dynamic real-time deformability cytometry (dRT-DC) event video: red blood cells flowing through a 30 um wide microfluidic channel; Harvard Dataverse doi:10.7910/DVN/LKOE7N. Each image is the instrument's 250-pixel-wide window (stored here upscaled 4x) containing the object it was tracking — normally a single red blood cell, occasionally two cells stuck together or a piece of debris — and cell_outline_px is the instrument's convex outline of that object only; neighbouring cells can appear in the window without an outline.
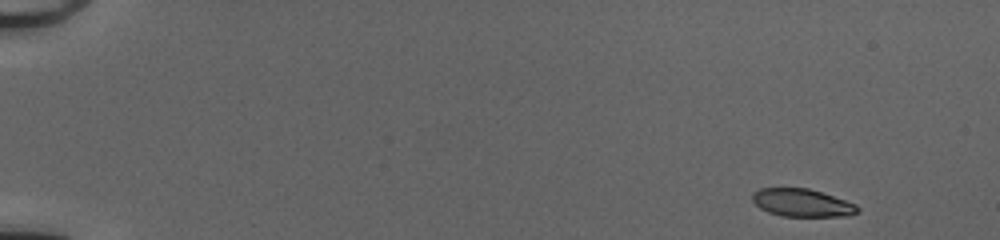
{"species": "common noctule bat (a hibernating species)", "species_latin": "Nyctalus noctula", "temperature_condition": "cold", "stored_images_in_passage": 49, "camera_frame_rate_fps": 3000, "um_per_image_px": 0.085, "animal": {"sex": "female", "body_mass_g": 20.0, "forearm_length_mm": 54.0}, "frame": {"image": 1, "passage_image": 1, "time_ms": 0.0, "image_size_px": [1000, 240], "cell_outline_px": [[860, 212], [848, 216], [780, 216], [768, 212], [760, 208], [752, 200], [752, 192], [760, 188], [808, 188], [856, 204], [860, 208]], "centroid_in_image_um": [68.17, 17.24], "position_along_channel_um": 16.8, "area_um2": 17.05}}
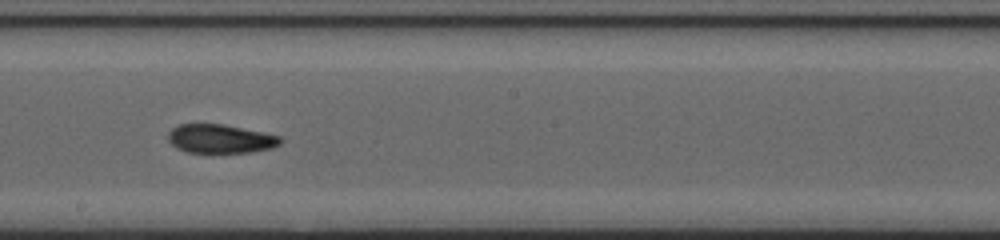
{"frame": {"image": 2, "passage_image": 28, "time_ms": 9.0, "image_size_px": [1000, 240], "cell_outline_px": [[284, 140], [280, 144], [272, 148], [252, 152], [212, 156], [188, 152], [176, 148], [168, 140], [168, 132], [172, 128], [180, 124], [224, 124], [264, 132], [280, 136]], "centroid_in_image_um": [18.74, 11.85], "position_along_channel_um": 229.5, "area_um2": 19.83}}
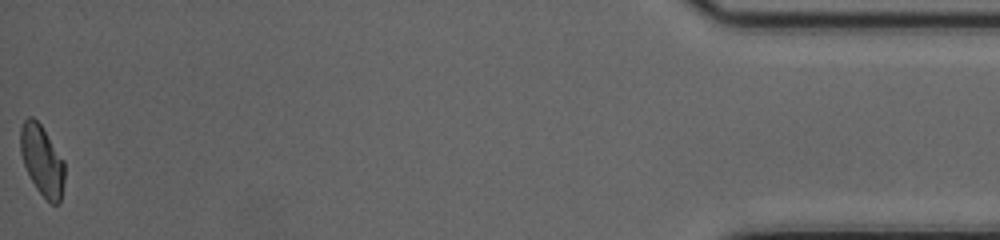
{"frame": {"image": 3, "passage_image": 49, "time_ms": 16.0, "image_size_px": [1000, 240], "cell_outline_px": [[64, 180], [60, 204], [52, 204], [36, 188], [24, 164], [20, 152], [20, 128], [24, 120], [28, 116], [32, 116], [40, 124], [64, 160]], "centroid_in_image_um": [3.57, 13.62], "position_along_channel_um": 431.6, "area_um2": 17.92}, "authors_computed_cell_mechanics": {"area_um2": 18.8428, "velocity_mm_per_s": 4.0684, "shape_relaxation_time_tau1_ms": 9.8521, "shape_relaxation_time_tau2_ms": 1.996, "deformation_change_tau1": 0.288, "deformation_change_tau2": 0.0787}}